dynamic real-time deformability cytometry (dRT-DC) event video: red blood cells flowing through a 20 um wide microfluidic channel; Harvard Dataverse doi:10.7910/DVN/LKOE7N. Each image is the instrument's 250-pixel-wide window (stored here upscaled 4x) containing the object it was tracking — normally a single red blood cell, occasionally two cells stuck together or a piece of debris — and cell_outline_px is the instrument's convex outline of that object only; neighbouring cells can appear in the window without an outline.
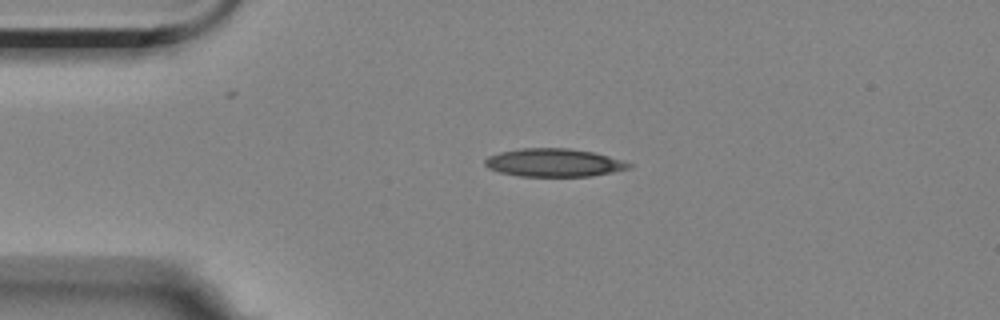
{"species": "Egyptian fruit bat (a non-hibernating species)", "species_latin": "Rousettus aegyptiacus", "temperature_condition": "room temperature", "stored_images_in_passage": 5, "camera_frame_rate_fps": 3000, "um_per_image_px": 0.085, "animal": {"sex": "female"}, "frame": {"image": 1, "passage_image": 5, "time_ms": 5.667, "image_size_px": [1000, 320], "cell_outline_px": [[632, 168], [592, 176], [520, 176], [500, 172], [488, 168], [484, 164], [484, 160], [488, 156], [500, 152], [520, 148], [568, 148], [596, 152], [632, 164]], "centroid_in_image_um": [47.08, 13.82], "position_along_channel_um": 37.9, "area_um2": 23.58}}